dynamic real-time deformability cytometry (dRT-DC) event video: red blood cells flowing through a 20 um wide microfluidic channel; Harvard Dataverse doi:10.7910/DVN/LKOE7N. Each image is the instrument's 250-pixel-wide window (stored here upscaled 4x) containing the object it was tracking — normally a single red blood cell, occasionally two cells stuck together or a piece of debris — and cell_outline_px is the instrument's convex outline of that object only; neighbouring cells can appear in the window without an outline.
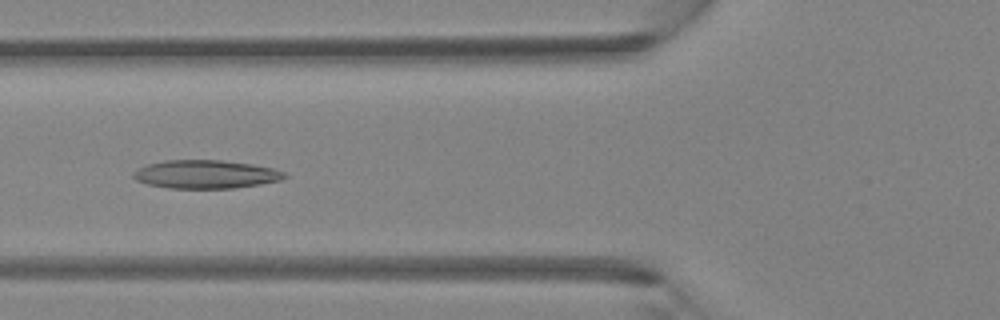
{"species": "Egyptian fruit bat (a non-hibernating species)", "species_latin": "Rousettus aegyptiacus", "temperature_condition": "room temperature", "stored_images_in_passage": 6, "camera_frame_rate_fps": 3000, "um_per_image_px": 0.085, "animal": {"sex": "female"}, "frame": {"image": 1, "passage_image": 6, "time_ms": 1.667, "image_size_px": [1000, 320], "cell_outline_px": [[288, 176], [280, 180], [260, 184], [232, 188], [168, 188], [148, 184], [136, 180], [132, 176], [132, 172], [136, 168], [148, 164], [164, 160], [220, 160], [252, 164], [272, 168], [284, 172]], "centroid_in_image_um": [17.45, 14.81], "position_along_channel_um": 108.4, "area_um2": 24.97}}